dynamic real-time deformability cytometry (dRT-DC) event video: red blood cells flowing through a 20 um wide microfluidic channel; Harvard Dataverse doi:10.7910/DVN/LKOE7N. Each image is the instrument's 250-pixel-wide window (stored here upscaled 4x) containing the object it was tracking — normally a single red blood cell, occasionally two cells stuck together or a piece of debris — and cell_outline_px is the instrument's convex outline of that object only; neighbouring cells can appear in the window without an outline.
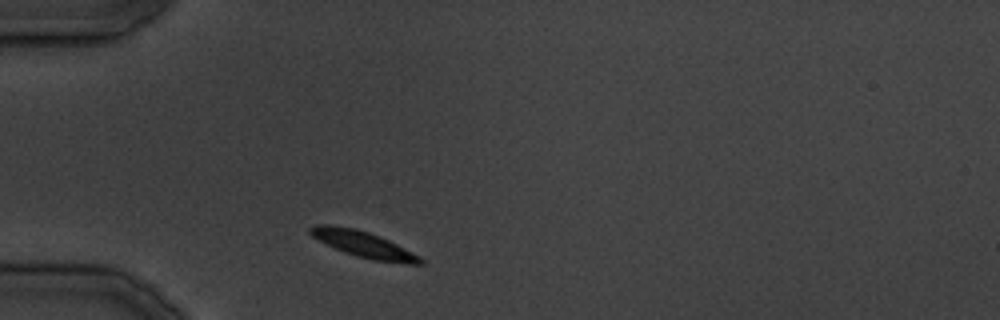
{"species": "common noctule bat (a hibernating species)", "species_latin": "Nyctalus noctula", "temperature_condition": "cold", "stored_images_in_passage": 27, "camera_frame_rate_fps": 3000, "um_per_image_px": 0.085, "animal": {"sex": "male", "body_mass_g": 19.5, "forearm_length_mm": 54.6}, "frame": {"image": 1, "passage_image": 1, "time_ms": 0.0, "image_size_px": [1000, 320], "cell_outline_px": [[424, 264], [408, 264], [372, 260], [356, 256], [344, 252], [312, 236], [308, 232], [308, 228], [316, 224], [328, 224], [356, 228], [380, 236], [420, 256], [424, 260]], "centroid_in_image_um": [30.9, 20.76], "position_along_channel_um": 54.1, "area_um2": 16.7}}
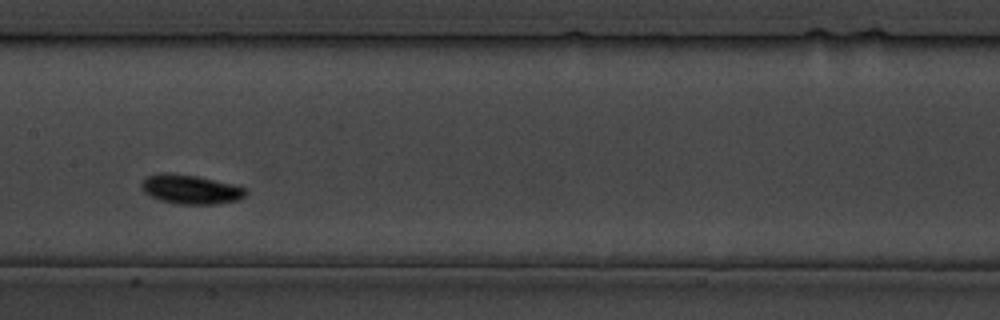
{"frame": {"image": 2, "passage_image": 9, "time_ms": 10.333, "image_size_px": [1000, 320], "cell_outline_px": [[248, 192], [244, 196], [236, 200], [216, 204], [176, 204], [160, 200], [144, 192], [140, 188], [140, 184], [148, 176], [156, 172], [168, 172], [196, 176], [232, 184], [244, 188]], "centroid_in_image_um": [16.15, 16.09], "position_along_channel_um": 191.3, "area_um2": 17.69}}
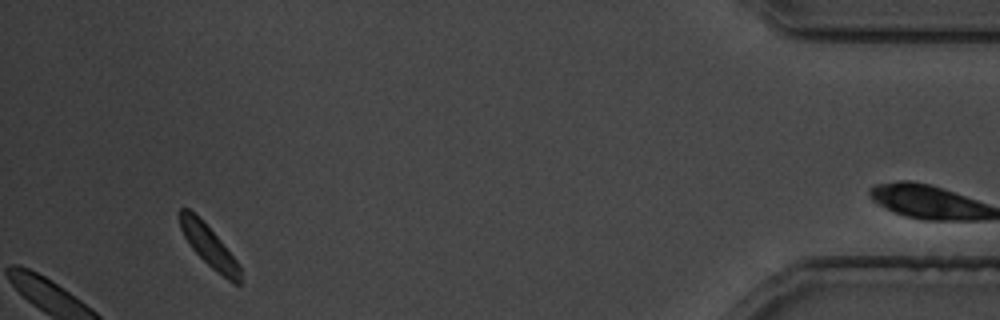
{"frame": {"image": 3, "passage_image": 25, "time_ms": 30.0, "image_size_px": [1000, 320], "cell_outline_px": [[240, 284], [236, 284], [228, 280], [212, 268], [192, 248], [184, 236], [180, 228], [180, 208], [188, 208], [220, 240], [236, 260], [240, 268]], "centroid_in_image_um": [17.76, 20.95], "position_along_channel_um": 417.4, "area_um2": 13.81}}